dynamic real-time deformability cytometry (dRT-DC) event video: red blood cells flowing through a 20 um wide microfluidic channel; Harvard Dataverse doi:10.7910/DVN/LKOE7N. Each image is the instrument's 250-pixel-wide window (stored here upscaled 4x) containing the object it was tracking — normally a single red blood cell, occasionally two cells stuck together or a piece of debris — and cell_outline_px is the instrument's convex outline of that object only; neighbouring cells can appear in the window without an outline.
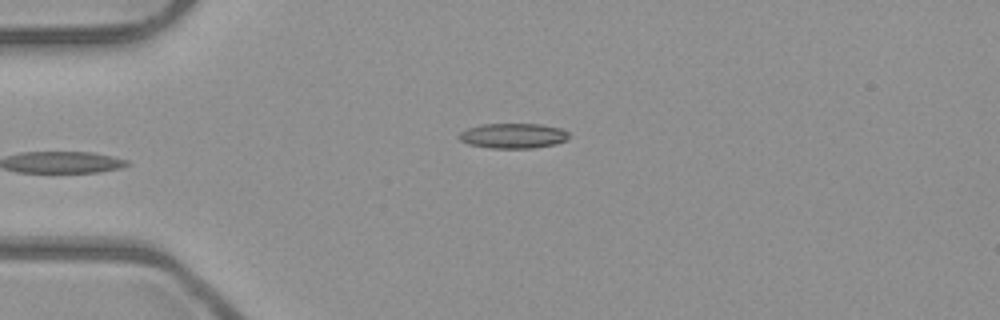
{"species": "common noctule bat (a hibernating species)", "species_latin": "Nyctalus noctula", "temperature_condition": "room temperature", "stored_images_in_passage": 36, "camera_frame_rate_fps": 3000, "um_per_image_px": 0.085, "animal": {"sex": "male", "body_mass_g": 23.1, "forearm_length_mm": 52.7}, "frame": {"image": 1, "passage_image": 1, "time_ms": 0.0, "image_size_px": [1000, 320], "cell_outline_px": [[568, 140], [556, 144], [532, 148], [488, 148], [468, 144], [460, 140], [460, 132], [468, 128], [480, 124], [540, 124], [564, 128], [568, 132]], "centroid_in_image_um": [43.65, 11.54], "position_along_channel_um": 41.3, "area_um2": 16.18}}
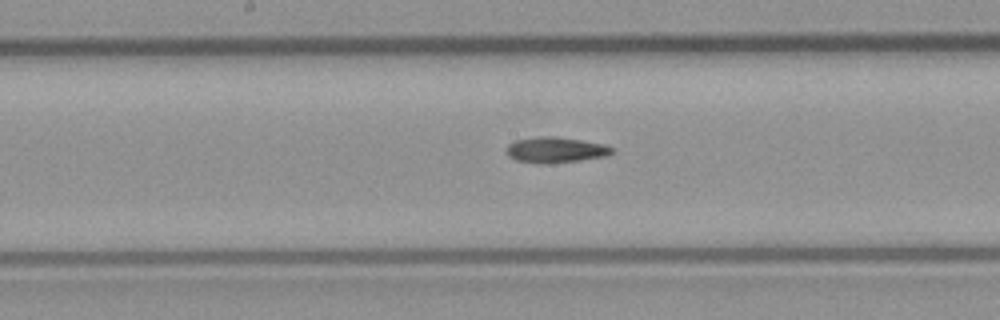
{"frame": {"image": 2, "passage_image": 15, "time_ms": 4.667, "image_size_px": [1000, 320], "cell_outline_px": [[612, 152], [608, 156], [580, 160], [548, 164], [544, 164], [516, 160], [508, 156], [504, 148], [508, 144], [516, 140], [540, 136], [556, 136], [604, 144], [612, 148]], "centroid_in_image_um": [47.18, 12.74], "position_along_channel_um": 201.0, "area_um2": 15.84}}
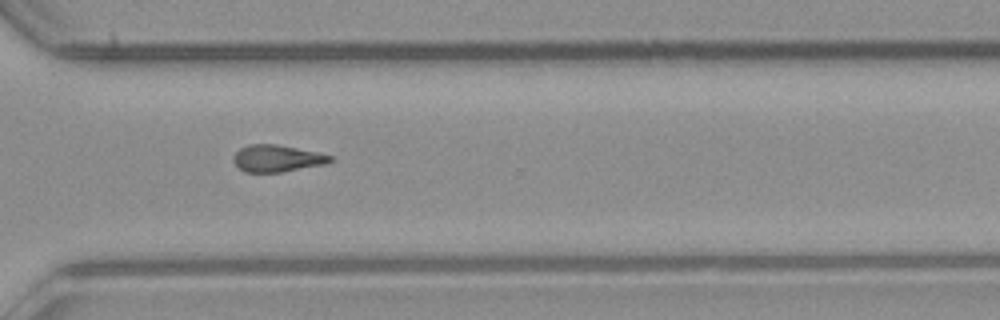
{"frame": {"image": 3, "passage_image": 26, "time_ms": 8.333, "image_size_px": [1000, 320], "cell_outline_px": [[332, 160], [324, 164], [280, 172], [244, 172], [232, 160], [232, 156], [240, 148], [252, 144], [276, 144], [320, 152], [332, 156]], "centroid_in_image_um": [23.53, 13.45], "position_along_channel_um": 347.1, "area_um2": 15.09}}